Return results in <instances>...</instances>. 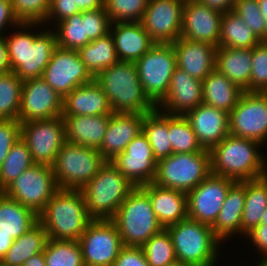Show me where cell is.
Listing matches in <instances>:
<instances>
[{"label": "cell", "mask_w": 267, "mask_h": 266, "mask_svg": "<svg viewBox=\"0 0 267 266\" xmlns=\"http://www.w3.org/2000/svg\"><path fill=\"white\" fill-rule=\"evenodd\" d=\"M11 72L4 36H0V74Z\"/></svg>", "instance_id": "55"}, {"label": "cell", "mask_w": 267, "mask_h": 266, "mask_svg": "<svg viewBox=\"0 0 267 266\" xmlns=\"http://www.w3.org/2000/svg\"><path fill=\"white\" fill-rule=\"evenodd\" d=\"M166 266H188V265L176 260L175 262L168 264Z\"/></svg>", "instance_id": "61"}, {"label": "cell", "mask_w": 267, "mask_h": 266, "mask_svg": "<svg viewBox=\"0 0 267 266\" xmlns=\"http://www.w3.org/2000/svg\"><path fill=\"white\" fill-rule=\"evenodd\" d=\"M113 266H150L141 247L123 246Z\"/></svg>", "instance_id": "51"}, {"label": "cell", "mask_w": 267, "mask_h": 266, "mask_svg": "<svg viewBox=\"0 0 267 266\" xmlns=\"http://www.w3.org/2000/svg\"><path fill=\"white\" fill-rule=\"evenodd\" d=\"M13 241L14 239L11 236L0 232V260L11 247Z\"/></svg>", "instance_id": "56"}, {"label": "cell", "mask_w": 267, "mask_h": 266, "mask_svg": "<svg viewBox=\"0 0 267 266\" xmlns=\"http://www.w3.org/2000/svg\"><path fill=\"white\" fill-rule=\"evenodd\" d=\"M38 222V215L18 201L0 192V232L13 239L30 230Z\"/></svg>", "instance_id": "32"}, {"label": "cell", "mask_w": 267, "mask_h": 266, "mask_svg": "<svg viewBox=\"0 0 267 266\" xmlns=\"http://www.w3.org/2000/svg\"><path fill=\"white\" fill-rule=\"evenodd\" d=\"M185 0H148L140 20L155 43H172L181 37Z\"/></svg>", "instance_id": "18"}, {"label": "cell", "mask_w": 267, "mask_h": 266, "mask_svg": "<svg viewBox=\"0 0 267 266\" xmlns=\"http://www.w3.org/2000/svg\"><path fill=\"white\" fill-rule=\"evenodd\" d=\"M142 131L152 147L157 162L172 154L169 135V114H165L158 108L146 113L142 123Z\"/></svg>", "instance_id": "35"}, {"label": "cell", "mask_w": 267, "mask_h": 266, "mask_svg": "<svg viewBox=\"0 0 267 266\" xmlns=\"http://www.w3.org/2000/svg\"><path fill=\"white\" fill-rule=\"evenodd\" d=\"M229 133L267 144V93L243 92L229 113Z\"/></svg>", "instance_id": "14"}, {"label": "cell", "mask_w": 267, "mask_h": 266, "mask_svg": "<svg viewBox=\"0 0 267 266\" xmlns=\"http://www.w3.org/2000/svg\"><path fill=\"white\" fill-rule=\"evenodd\" d=\"M94 80L101 86L114 113L146 114L156 108L144 94L135 63L118 61Z\"/></svg>", "instance_id": "4"}, {"label": "cell", "mask_w": 267, "mask_h": 266, "mask_svg": "<svg viewBox=\"0 0 267 266\" xmlns=\"http://www.w3.org/2000/svg\"><path fill=\"white\" fill-rule=\"evenodd\" d=\"M58 189L52 166L35 163L2 192L39 215Z\"/></svg>", "instance_id": "11"}, {"label": "cell", "mask_w": 267, "mask_h": 266, "mask_svg": "<svg viewBox=\"0 0 267 266\" xmlns=\"http://www.w3.org/2000/svg\"><path fill=\"white\" fill-rule=\"evenodd\" d=\"M42 78L64 98L74 88L92 82L94 77L80 58L78 50L56 47Z\"/></svg>", "instance_id": "15"}, {"label": "cell", "mask_w": 267, "mask_h": 266, "mask_svg": "<svg viewBox=\"0 0 267 266\" xmlns=\"http://www.w3.org/2000/svg\"><path fill=\"white\" fill-rule=\"evenodd\" d=\"M249 237V241L256 247L258 255L261 253L262 258H267V225H258L245 235Z\"/></svg>", "instance_id": "52"}, {"label": "cell", "mask_w": 267, "mask_h": 266, "mask_svg": "<svg viewBox=\"0 0 267 266\" xmlns=\"http://www.w3.org/2000/svg\"><path fill=\"white\" fill-rule=\"evenodd\" d=\"M215 69L244 92H248L252 69V48L218 47Z\"/></svg>", "instance_id": "30"}, {"label": "cell", "mask_w": 267, "mask_h": 266, "mask_svg": "<svg viewBox=\"0 0 267 266\" xmlns=\"http://www.w3.org/2000/svg\"><path fill=\"white\" fill-rule=\"evenodd\" d=\"M78 53L94 78L104 69L119 61L114 46V39L110 32L81 47Z\"/></svg>", "instance_id": "36"}, {"label": "cell", "mask_w": 267, "mask_h": 266, "mask_svg": "<svg viewBox=\"0 0 267 266\" xmlns=\"http://www.w3.org/2000/svg\"><path fill=\"white\" fill-rule=\"evenodd\" d=\"M222 16L223 13L198 0H185L181 38L206 42L218 48Z\"/></svg>", "instance_id": "20"}, {"label": "cell", "mask_w": 267, "mask_h": 266, "mask_svg": "<svg viewBox=\"0 0 267 266\" xmlns=\"http://www.w3.org/2000/svg\"><path fill=\"white\" fill-rule=\"evenodd\" d=\"M165 229L170 234L177 261L188 266H216L220 241L211 226L187 217Z\"/></svg>", "instance_id": "5"}, {"label": "cell", "mask_w": 267, "mask_h": 266, "mask_svg": "<svg viewBox=\"0 0 267 266\" xmlns=\"http://www.w3.org/2000/svg\"><path fill=\"white\" fill-rule=\"evenodd\" d=\"M22 86L16 73L0 74V119L19 120Z\"/></svg>", "instance_id": "40"}, {"label": "cell", "mask_w": 267, "mask_h": 266, "mask_svg": "<svg viewBox=\"0 0 267 266\" xmlns=\"http://www.w3.org/2000/svg\"><path fill=\"white\" fill-rule=\"evenodd\" d=\"M201 4L221 13L233 10L237 0H198Z\"/></svg>", "instance_id": "54"}, {"label": "cell", "mask_w": 267, "mask_h": 266, "mask_svg": "<svg viewBox=\"0 0 267 266\" xmlns=\"http://www.w3.org/2000/svg\"><path fill=\"white\" fill-rule=\"evenodd\" d=\"M110 33L119 61H138L154 44L140 22H113Z\"/></svg>", "instance_id": "25"}, {"label": "cell", "mask_w": 267, "mask_h": 266, "mask_svg": "<svg viewBox=\"0 0 267 266\" xmlns=\"http://www.w3.org/2000/svg\"><path fill=\"white\" fill-rule=\"evenodd\" d=\"M233 11L241 17L260 41H266V24L257 0H237Z\"/></svg>", "instance_id": "48"}, {"label": "cell", "mask_w": 267, "mask_h": 266, "mask_svg": "<svg viewBox=\"0 0 267 266\" xmlns=\"http://www.w3.org/2000/svg\"><path fill=\"white\" fill-rule=\"evenodd\" d=\"M261 41L233 10L223 13L218 47L250 49Z\"/></svg>", "instance_id": "37"}, {"label": "cell", "mask_w": 267, "mask_h": 266, "mask_svg": "<svg viewBox=\"0 0 267 266\" xmlns=\"http://www.w3.org/2000/svg\"><path fill=\"white\" fill-rule=\"evenodd\" d=\"M84 266H113L124 246L112 220L93 219L78 240Z\"/></svg>", "instance_id": "12"}, {"label": "cell", "mask_w": 267, "mask_h": 266, "mask_svg": "<svg viewBox=\"0 0 267 266\" xmlns=\"http://www.w3.org/2000/svg\"><path fill=\"white\" fill-rule=\"evenodd\" d=\"M10 4L20 23L43 24L50 10L51 0H10Z\"/></svg>", "instance_id": "46"}, {"label": "cell", "mask_w": 267, "mask_h": 266, "mask_svg": "<svg viewBox=\"0 0 267 266\" xmlns=\"http://www.w3.org/2000/svg\"><path fill=\"white\" fill-rule=\"evenodd\" d=\"M211 174L210 152L172 153L157 162L153 183L185 192L198 186Z\"/></svg>", "instance_id": "9"}, {"label": "cell", "mask_w": 267, "mask_h": 266, "mask_svg": "<svg viewBox=\"0 0 267 266\" xmlns=\"http://www.w3.org/2000/svg\"><path fill=\"white\" fill-rule=\"evenodd\" d=\"M248 92H267V41L252 48V69Z\"/></svg>", "instance_id": "47"}, {"label": "cell", "mask_w": 267, "mask_h": 266, "mask_svg": "<svg viewBox=\"0 0 267 266\" xmlns=\"http://www.w3.org/2000/svg\"><path fill=\"white\" fill-rule=\"evenodd\" d=\"M141 188L149 195L152 209L165 229L188 217L187 194L150 183Z\"/></svg>", "instance_id": "26"}, {"label": "cell", "mask_w": 267, "mask_h": 266, "mask_svg": "<svg viewBox=\"0 0 267 266\" xmlns=\"http://www.w3.org/2000/svg\"><path fill=\"white\" fill-rule=\"evenodd\" d=\"M259 4V9L264 17L266 24V41H267V0H257Z\"/></svg>", "instance_id": "58"}, {"label": "cell", "mask_w": 267, "mask_h": 266, "mask_svg": "<svg viewBox=\"0 0 267 266\" xmlns=\"http://www.w3.org/2000/svg\"><path fill=\"white\" fill-rule=\"evenodd\" d=\"M111 114L97 116L62 115L66 141L99 149Z\"/></svg>", "instance_id": "28"}, {"label": "cell", "mask_w": 267, "mask_h": 266, "mask_svg": "<svg viewBox=\"0 0 267 266\" xmlns=\"http://www.w3.org/2000/svg\"><path fill=\"white\" fill-rule=\"evenodd\" d=\"M33 164L35 163L33 162L28 146L19 138L13 144L0 167V192Z\"/></svg>", "instance_id": "38"}, {"label": "cell", "mask_w": 267, "mask_h": 266, "mask_svg": "<svg viewBox=\"0 0 267 266\" xmlns=\"http://www.w3.org/2000/svg\"><path fill=\"white\" fill-rule=\"evenodd\" d=\"M145 114L112 113L107 131L98 151L106 161L122 153L126 146L142 132Z\"/></svg>", "instance_id": "24"}, {"label": "cell", "mask_w": 267, "mask_h": 266, "mask_svg": "<svg viewBox=\"0 0 267 266\" xmlns=\"http://www.w3.org/2000/svg\"><path fill=\"white\" fill-rule=\"evenodd\" d=\"M105 162L98 149L65 141L52 165L57 187L81 190Z\"/></svg>", "instance_id": "8"}, {"label": "cell", "mask_w": 267, "mask_h": 266, "mask_svg": "<svg viewBox=\"0 0 267 266\" xmlns=\"http://www.w3.org/2000/svg\"><path fill=\"white\" fill-rule=\"evenodd\" d=\"M19 23L12 12L10 0H0V36H4V31H7L5 27L15 26L14 28L16 29Z\"/></svg>", "instance_id": "53"}, {"label": "cell", "mask_w": 267, "mask_h": 266, "mask_svg": "<svg viewBox=\"0 0 267 266\" xmlns=\"http://www.w3.org/2000/svg\"><path fill=\"white\" fill-rule=\"evenodd\" d=\"M261 146L256 140L227 135L209 151L211 173L236 182L266 176L267 159Z\"/></svg>", "instance_id": "2"}, {"label": "cell", "mask_w": 267, "mask_h": 266, "mask_svg": "<svg viewBox=\"0 0 267 266\" xmlns=\"http://www.w3.org/2000/svg\"><path fill=\"white\" fill-rule=\"evenodd\" d=\"M102 7H104V0H51L49 13L40 27L42 28L44 24H48V21L50 23L53 21L55 25L76 13L96 10Z\"/></svg>", "instance_id": "44"}, {"label": "cell", "mask_w": 267, "mask_h": 266, "mask_svg": "<svg viewBox=\"0 0 267 266\" xmlns=\"http://www.w3.org/2000/svg\"><path fill=\"white\" fill-rule=\"evenodd\" d=\"M19 120L0 119V167L13 144L20 138Z\"/></svg>", "instance_id": "50"}, {"label": "cell", "mask_w": 267, "mask_h": 266, "mask_svg": "<svg viewBox=\"0 0 267 266\" xmlns=\"http://www.w3.org/2000/svg\"><path fill=\"white\" fill-rule=\"evenodd\" d=\"M92 220L81 190L72 189L59 188L38 215L48 238L54 240L78 241Z\"/></svg>", "instance_id": "3"}, {"label": "cell", "mask_w": 267, "mask_h": 266, "mask_svg": "<svg viewBox=\"0 0 267 266\" xmlns=\"http://www.w3.org/2000/svg\"><path fill=\"white\" fill-rule=\"evenodd\" d=\"M172 45L176 55V67L191 77L203 81L215 69L216 46L181 37L172 42Z\"/></svg>", "instance_id": "23"}, {"label": "cell", "mask_w": 267, "mask_h": 266, "mask_svg": "<svg viewBox=\"0 0 267 266\" xmlns=\"http://www.w3.org/2000/svg\"><path fill=\"white\" fill-rule=\"evenodd\" d=\"M260 260H258V261H260V262H256V266H267V258H259Z\"/></svg>", "instance_id": "60"}, {"label": "cell", "mask_w": 267, "mask_h": 266, "mask_svg": "<svg viewBox=\"0 0 267 266\" xmlns=\"http://www.w3.org/2000/svg\"><path fill=\"white\" fill-rule=\"evenodd\" d=\"M169 135L172 153H193L203 149L185 115H169Z\"/></svg>", "instance_id": "42"}, {"label": "cell", "mask_w": 267, "mask_h": 266, "mask_svg": "<svg viewBox=\"0 0 267 266\" xmlns=\"http://www.w3.org/2000/svg\"><path fill=\"white\" fill-rule=\"evenodd\" d=\"M260 225H267V208L263 212V215L261 217Z\"/></svg>", "instance_id": "59"}, {"label": "cell", "mask_w": 267, "mask_h": 266, "mask_svg": "<svg viewBox=\"0 0 267 266\" xmlns=\"http://www.w3.org/2000/svg\"><path fill=\"white\" fill-rule=\"evenodd\" d=\"M82 20H85L86 35L89 42L110 32L112 22L104 7L82 12Z\"/></svg>", "instance_id": "49"}, {"label": "cell", "mask_w": 267, "mask_h": 266, "mask_svg": "<svg viewBox=\"0 0 267 266\" xmlns=\"http://www.w3.org/2000/svg\"><path fill=\"white\" fill-rule=\"evenodd\" d=\"M200 146L210 151L229 135V114L201 103L185 114Z\"/></svg>", "instance_id": "22"}, {"label": "cell", "mask_w": 267, "mask_h": 266, "mask_svg": "<svg viewBox=\"0 0 267 266\" xmlns=\"http://www.w3.org/2000/svg\"><path fill=\"white\" fill-rule=\"evenodd\" d=\"M148 0H104V9L111 22H140Z\"/></svg>", "instance_id": "45"}, {"label": "cell", "mask_w": 267, "mask_h": 266, "mask_svg": "<svg viewBox=\"0 0 267 266\" xmlns=\"http://www.w3.org/2000/svg\"><path fill=\"white\" fill-rule=\"evenodd\" d=\"M44 257L46 266H84L78 241L48 239Z\"/></svg>", "instance_id": "41"}, {"label": "cell", "mask_w": 267, "mask_h": 266, "mask_svg": "<svg viewBox=\"0 0 267 266\" xmlns=\"http://www.w3.org/2000/svg\"><path fill=\"white\" fill-rule=\"evenodd\" d=\"M202 102V81L176 67L170 80L169 91L156 108L169 115H185Z\"/></svg>", "instance_id": "21"}, {"label": "cell", "mask_w": 267, "mask_h": 266, "mask_svg": "<svg viewBox=\"0 0 267 266\" xmlns=\"http://www.w3.org/2000/svg\"><path fill=\"white\" fill-rule=\"evenodd\" d=\"M203 104L230 113L243 94L238 86L214 69L203 81Z\"/></svg>", "instance_id": "31"}, {"label": "cell", "mask_w": 267, "mask_h": 266, "mask_svg": "<svg viewBox=\"0 0 267 266\" xmlns=\"http://www.w3.org/2000/svg\"><path fill=\"white\" fill-rule=\"evenodd\" d=\"M20 138L28 146L34 163L52 166L66 141L62 116L21 123Z\"/></svg>", "instance_id": "13"}, {"label": "cell", "mask_w": 267, "mask_h": 266, "mask_svg": "<svg viewBox=\"0 0 267 266\" xmlns=\"http://www.w3.org/2000/svg\"><path fill=\"white\" fill-rule=\"evenodd\" d=\"M141 248L150 266H166L176 261L175 248L166 229L153 235Z\"/></svg>", "instance_id": "43"}, {"label": "cell", "mask_w": 267, "mask_h": 266, "mask_svg": "<svg viewBox=\"0 0 267 266\" xmlns=\"http://www.w3.org/2000/svg\"><path fill=\"white\" fill-rule=\"evenodd\" d=\"M135 65L144 94L157 106L167 95L176 68L172 43H155Z\"/></svg>", "instance_id": "10"}, {"label": "cell", "mask_w": 267, "mask_h": 266, "mask_svg": "<svg viewBox=\"0 0 267 266\" xmlns=\"http://www.w3.org/2000/svg\"><path fill=\"white\" fill-rule=\"evenodd\" d=\"M245 204L241 217V235L245 237L260 225L263 212L267 208V175L245 181Z\"/></svg>", "instance_id": "34"}, {"label": "cell", "mask_w": 267, "mask_h": 266, "mask_svg": "<svg viewBox=\"0 0 267 266\" xmlns=\"http://www.w3.org/2000/svg\"><path fill=\"white\" fill-rule=\"evenodd\" d=\"M236 181L210 174L187 193L188 218L212 226Z\"/></svg>", "instance_id": "16"}, {"label": "cell", "mask_w": 267, "mask_h": 266, "mask_svg": "<svg viewBox=\"0 0 267 266\" xmlns=\"http://www.w3.org/2000/svg\"><path fill=\"white\" fill-rule=\"evenodd\" d=\"M22 266H46L44 251L30 257Z\"/></svg>", "instance_id": "57"}, {"label": "cell", "mask_w": 267, "mask_h": 266, "mask_svg": "<svg viewBox=\"0 0 267 266\" xmlns=\"http://www.w3.org/2000/svg\"><path fill=\"white\" fill-rule=\"evenodd\" d=\"M110 162L134 187L150 184L155 179L157 161L143 131Z\"/></svg>", "instance_id": "17"}, {"label": "cell", "mask_w": 267, "mask_h": 266, "mask_svg": "<svg viewBox=\"0 0 267 266\" xmlns=\"http://www.w3.org/2000/svg\"><path fill=\"white\" fill-rule=\"evenodd\" d=\"M53 27L58 47L79 50L89 43L86 35L85 20H82V12L67 17Z\"/></svg>", "instance_id": "39"}, {"label": "cell", "mask_w": 267, "mask_h": 266, "mask_svg": "<svg viewBox=\"0 0 267 266\" xmlns=\"http://www.w3.org/2000/svg\"><path fill=\"white\" fill-rule=\"evenodd\" d=\"M124 246L141 247L164 228L152 209L149 195L135 187L111 219Z\"/></svg>", "instance_id": "6"}, {"label": "cell", "mask_w": 267, "mask_h": 266, "mask_svg": "<svg viewBox=\"0 0 267 266\" xmlns=\"http://www.w3.org/2000/svg\"><path fill=\"white\" fill-rule=\"evenodd\" d=\"M134 188L110 161H106L81 192L92 219L111 220Z\"/></svg>", "instance_id": "7"}, {"label": "cell", "mask_w": 267, "mask_h": 266, "mask_svg": "<svg viewBox=\"0 0 267 266\" xmlns=\"http://www.w3.org/2000/svg\"><path fill=\"white\" fill-rule=\"evenodd\" d=\"M63 98L42 78L23 81L20 123L61 117Z\"/></svg>", "instance_id": "19"}, {"label": "cell", "mask_w": 267, "mask_h": 266, "mask_svg": "<svg viewBox=\"0 0 267 266\" xmlns=\"http://www.w3.org/2000/svg\"><path fill=\"white\" fill-rule=\"evenodd\" d=\"M112 113L107 96L95 80L74 88L63 98L62 115L97 116Z\"/></svg>", "instance_id": "27"}, {"label": "cell", "mask_w": 267, "mask_h": 266, "mask_svg": "<svg viewBox=\"0 0 267 266\" xmlns=\"http://www.w3.org/2000/svg\"><path fill=\"white\" fill-rule=\"evenodd\" d=\"M245 181L235 182L229 189L223 206L211 226L214 236L221 242L233 235L241 236V217L245 204Z\"/></svg>", "instance_id": "29"}, {"label": "cell", "mask_w": 267, "mask_h": 266, "mask_svg": "<svg viewBox=\"0 0 267 266\" xmlns=\"http://www.w3.org/2000/svg\"><path fill=\"white\" fill-rule=\"evenodd\" d=\"M40 25V23H19L16 29L18 31L15 30L9 36L4 35L10 70L22 81L42 77L57 47L56 35L52 28L46 27L47 30L42 29L37 33L27 32L29 28V30L32 27L36 29Z\"/></svg>", "instance_id": "1"}, {"label": "cell", "mask_w": 267, "mask_h": 266, "mask_svg": "<svg viewBox=\"0 0 267 266\" xmlns=\"http://www.w3.org/2000/svg\"><path fill=\"white\" fill-rule=\"evenodd\" d=\"M48 239L45 228L37 222L26 233L14 239L0 262L3 266H22L30 257L44 251Z\"/></svg>", "instance_id": "33"}]
</instances>
